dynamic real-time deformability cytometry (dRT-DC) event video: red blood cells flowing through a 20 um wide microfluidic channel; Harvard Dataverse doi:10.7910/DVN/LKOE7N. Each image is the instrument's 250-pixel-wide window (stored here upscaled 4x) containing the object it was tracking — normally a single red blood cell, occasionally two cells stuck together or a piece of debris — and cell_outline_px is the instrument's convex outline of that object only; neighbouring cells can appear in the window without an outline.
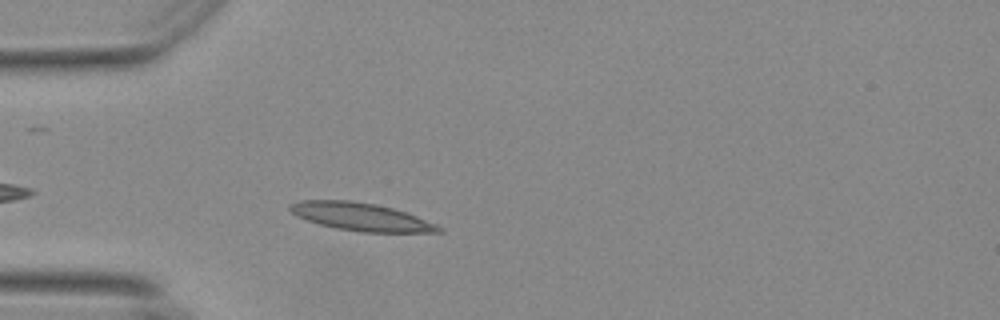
{"species": "Egyptian fruit bat (a non-hibernating species)", "species_latin": "Rousettus aegyptiacus", "temperature_condition": "warm", "stored_images_in_passage": 34, "camera_frame_rate_fps": 3000, "um_per_image_px": 0.085, "animal": {"sex": "female"}, "frame": {"image": 1, "passage_image": 5, "time_ms": 1.333, "image_size_px": [1000, 320], "cell_outline_px": [[444, 232], [364, 232], [336, 228], [320, 224], [296, 216], [288, 208], [288, 204], [300, 200], [348, 200], [376, 204], [392, 208], [416, 216], [436, 224], [444, 228]], "centroid_in_image_um": [30.67, 18.42], "position_along_channel_um": 54.3, "area_um2": 23.99}}
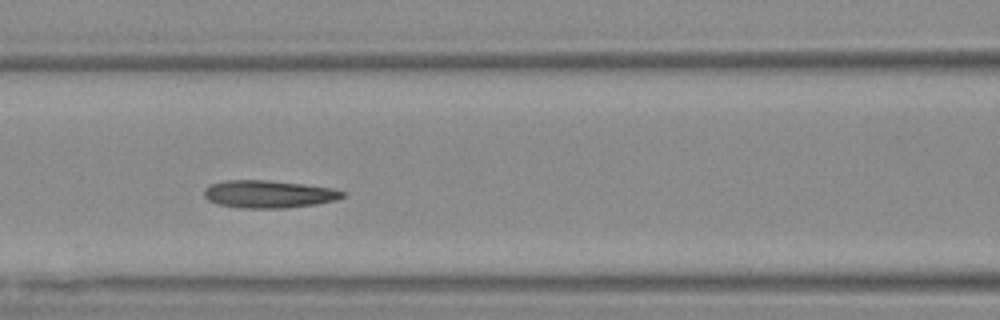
{"frame": {"image": 2, "passage_image": 13, "time_ms": 4.0, "image_size_px": [1000, 320], "cell_outline_px": [[344, 196], [336, 200], [316, 204], [284, 208], [244, 208], [216, 204], [208, 200], [204, 196], [204, 188], [212, 184], [228, 180], [264, 180], [304, 184], [332, 188], [344, 192]], "centroid_in_image_um": [22.82, 16.5], "position_along_channel_um": 143.8, "area_um2": 22.14}}
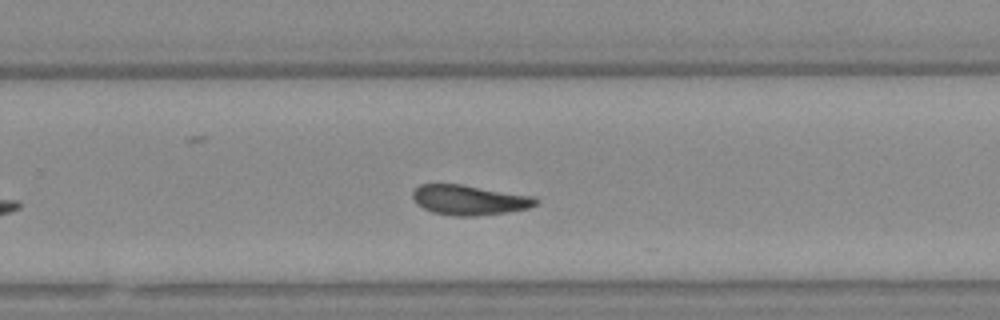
{"frame": {"image": 3, "passage_image": 25, "time_ms": 8.0, "image_size_px": [1000, 320], "cell_outline_px": [[536, 204], [528, 208], [508, 212], [476, 216], [456, 216], [432, 212], [416, 204], [412, 196], [412, 192], [420, 184], [460, 184], [536, 196]], "centroid_in_image_um": [39.88, 17.0], "position_along_channel_um": 289.9, "area_um2": 21.5}, "authors_computed_cell_mechanics": {"area_um2": 21.7906, "velocity_mm_per_s": 3.6799, "shape_relaxation_time_tau1_ms": 6.4017, "shape_relaxation_time_tau2_ms": 2.4256, "deformation_change_tau1": 0.1785, "deformation_change_tau2": 0.1078}}